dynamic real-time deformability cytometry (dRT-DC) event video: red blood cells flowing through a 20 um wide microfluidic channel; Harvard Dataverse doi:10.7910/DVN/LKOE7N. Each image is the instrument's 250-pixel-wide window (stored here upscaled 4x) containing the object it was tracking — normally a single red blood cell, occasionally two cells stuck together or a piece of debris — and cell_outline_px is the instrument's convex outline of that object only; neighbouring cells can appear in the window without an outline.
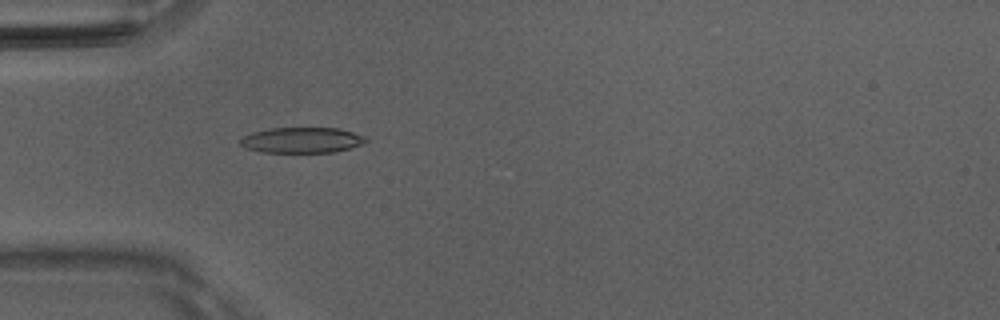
{"species": "Egyptian fruit bat (a non-hibernating species)", "species_latin": "Rousettus aegyptiacus", "temperature_condition": "room temperature", "stored_images_in_passage": 33, "camera_frame_rate_fps": 3000, "um_per_image_px": 0.085, "animal": {"sex": "male"}, "frame": {"image": 1, "passage_image": 1, "time_ms": 0.0, "image_size_px": [1000, 320], "cell_outline_px": [[368, 140], [364, 144], [352, 148], [332, 152], [260, 152], [244, 148], [240, 144], [240, 140], [244, 136], [252, 132], [272, 128], [336, 128], [352, 132], [364, 136]], "centroid_in_image_um": [25.66, 11.92], "position_along_channel_um": 59.3, "area_um2": 18.73}}
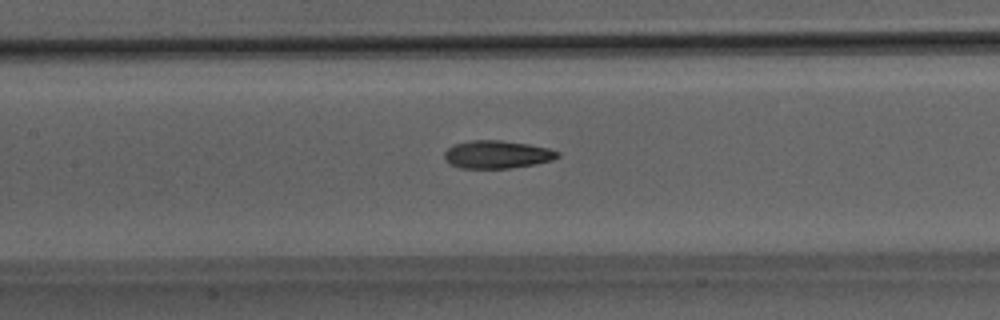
{"frame": {"image": 2, "passage_image": 9, "time_ms": 2.667, "image_size_px": [1000, 320], "cell_outline_px": [[560, 156], [552, 160], [536, 164], [508, 168], [460, 168], [448, 164], [444, 160], [444, 152], [452, 144], [472, 140], [500, 140], [528, 144], [548, 148], [560, 152]], "centroid_in_image_um": [42.22, 13.13], "position_along_channel_um": 165.2, "area_um2": 18.55}}
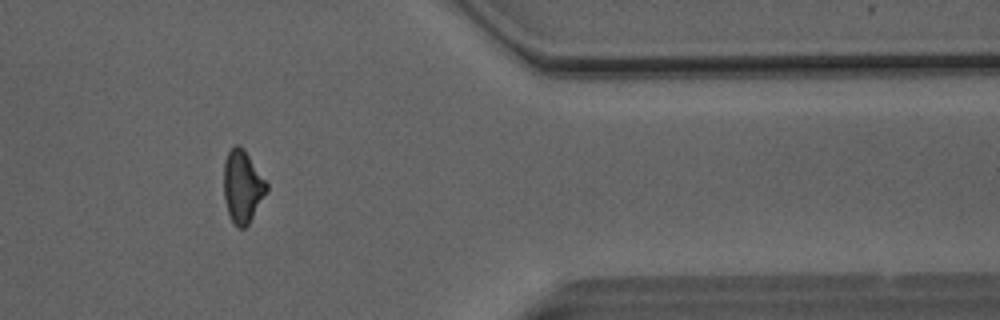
{"frame": {"image": 3, "passage_image": 27, "time_ms": 8.667, "image_size_px": [1000, 320], "cell_outline_px": [[268, 192], [248, 224], [244, 228], [240, 228], [232, 220], [228, 212], [224, 200], [224, 160], [228, 152], [236, 144], [240, 144], [244, 148], [268, 184]], "centroid_in_image_um": [20.62, 15.82], "position_along_channel_um": 390.8, "area_um2": 18.09}, "authors_computed_cell_mechanics": {"area_um2": 18.3226, "velocity_mm_per_s": 4.1161, "shape_relaxation_time_tau1_ms": 5.0634, "shape_relaxation_time_tau2_ms": 2.9994, "deformation_change_tau1": 0.1695, "deformation_change_tau2": 0.113}}